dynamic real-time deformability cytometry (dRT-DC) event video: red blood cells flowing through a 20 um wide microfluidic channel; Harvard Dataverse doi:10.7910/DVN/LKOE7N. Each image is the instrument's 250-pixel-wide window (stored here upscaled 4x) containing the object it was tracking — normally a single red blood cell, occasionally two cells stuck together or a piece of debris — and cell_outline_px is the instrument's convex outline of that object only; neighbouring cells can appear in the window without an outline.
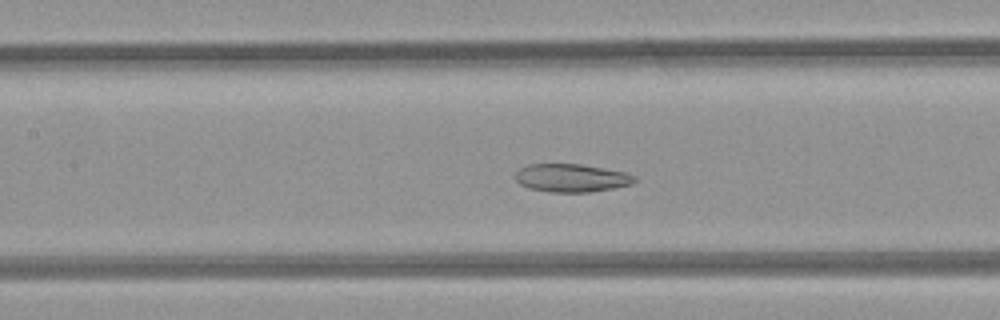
{"species": "common noctule bat (a hibernating species)", "species_latin": "Nyctalus noctula", "temperature_condition": "room temperature", "stored_images_in_passage": 51, "camera_frame_rate_fps": 3000, "um_per_image_px": 0.085, "animal": {"sex": "female", "body_mass_g": 21.9}, "frame": {"image": 1, "passage_image": 23, "time_ms": 7.333, "image_size_px": [1000, 320], "cell_outline_px": [[636, 180], [632, 184], [612, 188], [588, 192], [548, 192], [528, 188], [520, 184], [512, 176], [520, 168], [528, 164], [580, 164], [624, 172], [636, 176]], "centroid_in_image_um": [48.52, 15.12], "position_along_channel_um": 158.9, "area_um2": 19.54}}
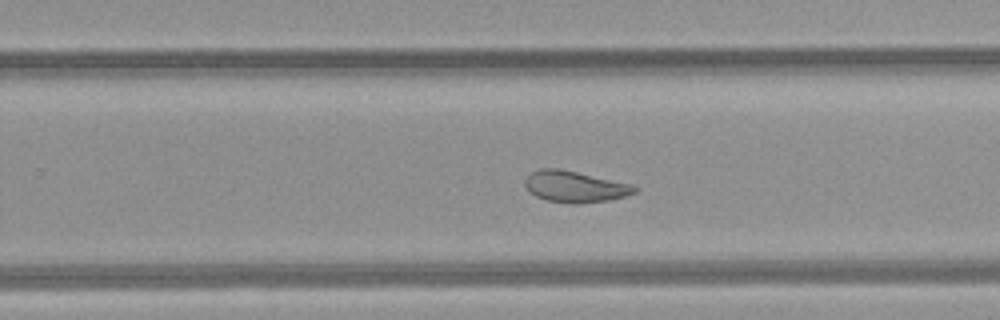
{"frame": {"image": 2, "passage_image": 32, "time_ms": 10.333, "image_size_px": [1000, 320], "cell_outline_px": [[640, 188], [636, 192], [624, 196], [608, 200], [548, 200], [536, 196], [528, 192], [524, 184], [524, 180], [532, 172], [540, 168], [556, 168], [636, 184]], "centroid_in_image_um": [48.89, 15.8], "position_along_channel_um": 280.9, "area_um2": 19.19}}
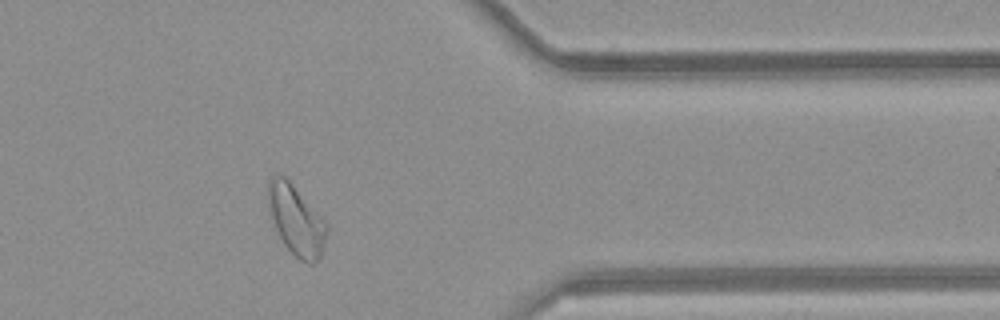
{"frame": {"image": 3, "passage_image": 41, "time_ms": 13.333, "image_size_px": [1000, 320], "cell_outline_px": [[328, 228], [324, 244], [320, 256], [312, 264], [308, 264], [300, 260], [284, 244], [268, 212], [268, 180], [276, 172], [284, 176], [292, 184], [328, 224]], "centroid_in_image_um": [25.15, 18.69], "position_along_channel_um": 386.2, "area_um2": 23.64}}